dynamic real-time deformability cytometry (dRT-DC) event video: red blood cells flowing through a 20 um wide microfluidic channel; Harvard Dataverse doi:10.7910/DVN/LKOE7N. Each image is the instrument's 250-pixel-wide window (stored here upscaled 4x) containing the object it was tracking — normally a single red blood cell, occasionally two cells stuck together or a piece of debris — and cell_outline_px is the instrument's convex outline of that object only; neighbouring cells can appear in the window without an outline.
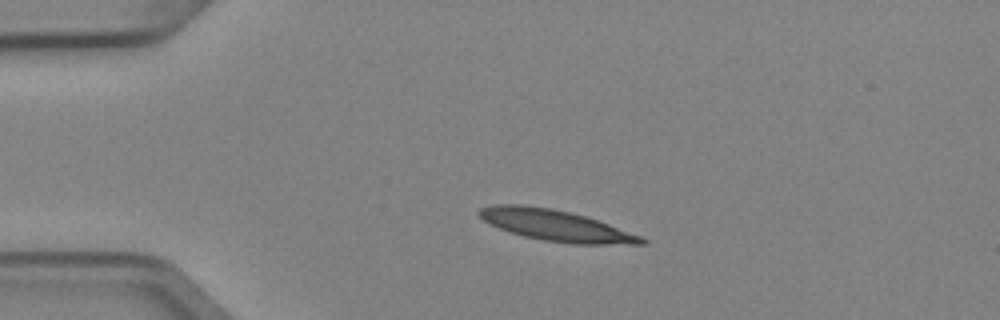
{"species": "Egyptian fruit bat (a non-hibernating species)", "species_latin": "Rousettus aegyptiacus", "temperature_condition": "cold", "stored_images_in_passage": 2, "camera_frame_rate_fps": 3000, "um_per_image_px": 0.085, "animal": {"sex": "female"}, "frame": {"image": 1, "passage_image": 1, "time_ms": 0.0, "image_size_px": [1000, 320], "cell_outline_px": [[648, 244], [572, 244], [544, 240], [524, 236], [500, 228], [484, 220], [476, 212], [480, 208], [492, 204], [520, 204], [552, 208], [572, 212], [608, 224], [640, 236], [648, 240]], "centroid_in_image_um": [47.23, 19.15], "position_along_channel_um": 37.8, "area_um2": 29.13}}